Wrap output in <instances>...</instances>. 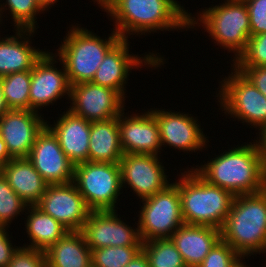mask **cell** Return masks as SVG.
Masks as SVG:
<instances>
[{"mask_svg": "<svg viewBox=\"0 0 266 267\" xmlns=\"http://www.w3.org/2000/svg\"><path fill=\"white\" fill-rule=\"evenodd\" d=\"M160 156L124 154L119 161L122 188L130 187L138 199H147L171 184Z\"/></svg>", "mask_w": 266, "mask_h": 267, "instance_id": "obj_13", "label": "cell"}, {"mask_svg": "<svg viewBox=\"0 0 266 267\" xmlns=\"http://www.w3.org/2000/svg\"><path fill=\"white\" fill-rule=\"evenodd\" d=\"M245 144V145H244ZM225 150L204 165L191 167L206 182L234 196L254 194L266 188V169L254 142Z\"/></svg>", "mask_w": 266, "mask_h": 267, "instance_id": "obj_2", "label": "cell"}, {"mask_svg": "<svg viewBox=\"0 0 266 267\" xmlns=\"http://www.w3.org/2000/svg\"><path fill=\"white\" fill-rule=\"evenodd\" d=\"M28 213H27V212ZM25 230L30 240L22 247L46 251L51 245L64 237L69 230L37 205L27 206Z\"/></svg>", "mask_w": 266, "mask_h": 267, "instance_id": "obj_26", "label": "cell"}, {"mask_svg": "<svg viewBox=\"0 0 266 267\" xmlns=\"http://www.w3.org/2000/svg\"><path fill=\"white\" fill-rule=\"evenodd\" d=\"M27 206L0 173V226L9 227L13 219L21 215L20 212L26 211Z\"/></svg>", "mask_w": 266, "mask_h": 267, "instance_id": "obj_31", "label": "cell"}, {"mask_svg": "<svg viewBox=\"0 0 266 267\" xmlns=\"http://www.w3.org/2000/svg\"><path fill=\"white\" fill-rule=\"evenodd\" d=\"M1 2V1H0ZM9 10L8 14L13 20L15 29L37 30L39 28L36 21L38 14L44 10L35 2V0H6L5 3H0V24L2 22L3 12ZM16 27V28H15ZM37 27V28H36Z\"/></svg>", "mask_w": 266, "mask_h": 267, "instance_id": "obj_29", "label": "cell"}, {"mask_svg": "<svg viewBox=\"0 0 266 267\" xmlns=\"http://www.w3.org/2000/svg\"><path fill=\"white\" fill-rule=\"evenodd\" d=\"M123 156L118 117L91 122L88 161L119 163Z\"/></svg>", "mask_w": 266, "mask_h": 267, "instance_id": "obj_24", "label": "cell"}, {"mask_svg": "<svg viewBox=\"0 0 266 267\" xmlns=\"http://www.w3.org/2000/svg\"><path fill=\"white\" fill-rule=\"evenodd\" d=\"M110 0H94V2L102 8L107 2H109Z\"/></svg>", "mask_w": 266, "mask_h": 267, "instance_id": "obj_43", "label": "cell"}, {"mask_svg": "<svg viewBox=\"0 0 266 267\" xmlns=\"http://www.w3.org/2000/svg\"><path fill=\"white\" fill-rule=\"evenodd\" d=\"M243 259L228 243L220 239L199 267H236Z\"/></svg>", "mask_w": 266, "mask_h": 267, "instance_id": "obj_33", "label": "cell"}, {"mask_svg": "<svg viewBox=\"0 0 266 267\" xmlns=\"http://www.w3.org/2000/svg\"><path fill=\"white\" fill-rule=\"evenodd\" d=\"M13 157L9 154L6 143L0 136V169L5 166Z\"/></svg>", "mask_w": 266, "mask_h": 267, "instance_id": "obj_39", "label": "cell"}, {"mask_svg": "<svg viewBox=\"0 0 266 267\" xmlns=\"http://www.w3.org/2000/svg\"><path fill=\"white\" fill-rule=\"evenodd\" d=\"M117 210L90 211L81 232L90 249L108 246H143L138 223L134 228L118 217Z\"/></svg>", "mask_w": 266, "mask_h": 267, "instance_id": "obj_14", "label": "cell"}, {"mask_svg": "<svg viewBox=\"0 0 266 267\" xmlns=\"http://www.w3.org/2000/svg\"><path fill=\"white\" fill-rule=\"evenodd\" d=\"M142 251V246H108L91 249L93 267H126Z\"/></svg>", "mask_w": 266, "mask_h": 267, "instance_id": "obj_30", "label": "cell"}, {"mask_svg": "<svg viewBox=\"0 0 266 267\" xmlns=\"http://www.w3.org/2000/svg\"><path fill=\"white\" fill-rule=\"evenodd\" d=\"M232 63L231 67L266 66V33L250 36L245 50Z\"/></svg>", "mask_w": 266, "mask_h": 267, "instance_id": "obj_32", "label": "cell"}, {"mask_svg": "<svg viewBox=\"0 0 266 267\" xmlns=\"http://www.w3.org/2000/svg\"><path fill=\"white\" fill-rule=\"evenodd\" d=\"M48 184L74 180V164L62 151L57 137L46 126L37 136L27 157Z\"/></svg>", "mask_w": 266, "mask_h": 267, "instance_id": "obj_19", "label": "cell"}, {"mask_svg": "<svg viewBox=\"0 0 266 267\" xmlns=\"http://www.w3.org/2000/svg\"><path fill=\"white\" fill-rule=\"evenodd\" d=\"M142 251L149 267H187L171 238L143 242Z\"/></svg>", "mask_w": 266, "mask_h": 267, "instance_id": "obj_28", "label": "cell"}, {"mask_svg": "<svg viewBox=\"0 0 266 267\" xmlns=\"http://www.w3.org/2000/svg\"><path fill=\"white\" fill-rule=\"evenodd\" d=\"M235 68L266 96V66Z\"/></svg>", "mask_w": 266, "mask_h": 267, "instance_id": "obj_36", "label": "cell"}, {"mask_svg": "<svg viewBox=\"0 0 266 267\" xmlns=\"http://www.w3.org/2000/svg\"><path fill=\"white\" fill-rule=\"evenodd\" d=\"M7 267H46L45 251L19 246Z\"/></svg>", "mask_w": 266, "mask_h": 267, "instance_id": "obj_34", "label": "cell"}, {"mask_svg": "<svg viewBox=\"0 0 266 267\" xmlns=\"http://www.w3.org/2000/svg\"><path fill=\"white\" fill-rule=\"evenodd\" d=\"M129 40L121 39L104 57L102 63L98 67L92 83L109 87L118 91L124 98L126 92V84L132 69L148 66L150 68H161L166 60L159 53L149 52L145 56H139L129 53ZM158 54V55H157ZM162 56V57H161ZM165 60V61H164Z\"/></svg>", "mask_w": 266, "mask_h": 267, "instance_id": "obj_10", "label": "cell"}, {"mask_svg": "<svg viewBox=\"0 0 266 267\" xmlns=\"http://www.w3.org/2000/svg\"><path fill=\"white\" fill-rule=\"evenodd\" d=\"M15 31L14 36L0 37V77L31 71L46 52L32 46L31 37L33 38L36 30L15 29Z\"/></svg>", "mask_w": 266, "mask_h": 267, "instance_id": "obj_21", "label": "cell"}, {"mask_svg": "<svg viewBox=\"0 0 266 267\" xmlns=\"http://www.w3.org/2000/svg\"><path fill=\"white\" fill-rule=\"evenodd\" d=\"M9 109L5 97L2 92V83H1V78H0V117L6 113Z\"/></svg>", "mask_w": 266, "mask_h": 267, "instance_id": "obj_41", "label": "cell"}, {"mask_svg": "<svg viewBox=\"0 0 266 267\" xmlns=\"http://www.w3.org/2000/svg\"><path fill=\"white\" fill-rule=\"evenodd\" d=\"M66 110L54 124L47 121V127L57 137L66 157L77 165L88 161L91 122Z\"/></svg>", "mask_w": 266, "mask_h": 267, "instance_id": "obj_20", "label": "cell"}, {"mask_svg": "<svg viewBox=\"0 0 266 267\" xmlns=\"http://www.w3.org/2000/svg\"><path fill=\"white\" fill-rule=\"evenodd\" d=\"M250 22V36L266 33V0H249L246 3Z\"/></svg>", "mask_w": 266, "mask_h": 267, "instance_id": "obj_35", "label": "cell"}, {"mask_svg": "<svg viewBox=\"0 0 266 267\" xmlns=\"http://www.w3.org/2000/svg\"><path fill=\"white\" fill-rule=\"evenodd\" d=\"M235 1H239V2H244V3H246V2L249 1V0H235Z\"/></svg>", "mask_w": 266, "mask_h": 267, "instance_id": "obj_45", "label": "cell"}, {"mask_svg": "<svg viewBox=\"0 0 266 267\" xmlns=\"http://www.w3.org/2000/svg\"><path fill=\"white\" fill-rule=\"evenodd\" d=\"M73 182L91 211L119 209L116 205L122 194L119 163L87 161L77 164Z\"/></svg>", "mask_w": 266, "mask_h": 267, "instance_id": "obj_7", "label": "cell"}, {"mask_svg": "<svg viewBox=\"0 0 266 267\" xmlns=\"http://www.w3.org/2000/svg\"><path fill=\"white\" fill-rule=\"evenodd\" d=\"M220 230L221 239L244 260L265 253L266 188L254 194L236 195Z\"/></svg>", "mask_w": 266, "mask_h": 267, "instance_id": "obj_3", "label": "cell"}, {"mask_svg": "<svg viewBox=\"0 0 266 267\" xmlns=\"http://www.w3.org/2000/svg\"><path fill=\"white\" fill-rule=\"evenodd\" d=\"M126 267H149L148 258L141 251Z\"/></svg>", "mask_w": 266, "mask_h": 267, "instance_id": "obj_40", "label": "cell"}, {"mask_svg": "<svg viewBox=\"0 0 266 267\" xmlns=\"http://www.w3.org/2000/svg\"><path fill=\"white\" fill-rule=\"evenodd\" d=\"M1 174L28 206L37 205L49 185L27 157L11 159Z\"/></svg>", "mask_w": 266, "mask_h": 267, "instance_id": "obj_23", "label": "cell"}, {"mask_svg": "<svg viewBox=\"0 0 266 267\" xmlns=\"http://www.w3.org/2000/svg\"><path fill=\"white\" fill-rule=\"evenodd\" d=\"M8 228L0 226V267H7L11 261L13 254L18 250V246L12 245L10 238H13L8 233ZM10 236V237H9Z\"/></svg>", "mask_w": 266, "mask_h": 267, "instance_id": "obj_37", "label": "cell"}, {"mask_svg": "<svg viewBox=\"0 0 266 267\" xmlns=\"http://www.w3.org/2000/svg\"><path fill=\"white\" fill-rule=\"evenodd\" d=\"M220 81L217 92L222 112L230 118L257 128L266 125V96L248 81L235 67Z\"/></svg>", "mask_w": 266, "mask_h": 267, "instance_id": "obj_8", "label": "cell"}, {"mask_svg": "<svg viewBox=\"0 0 266 267\" xmlns=\"http://www.w3.org/2000/svg\"><path fill=\"white\" fill-rule=\"evenodd\" d=\"M191 115L185 112L154 108V117L159 126L162 147L170 146L175 150L187 152V154L188 151L200 152L207 147L209 142L207 135L202 131L203 128L201 129L197 117Z\"/></svg>", "mask_w": 266, "mask_h": 267, "instance_id": "obj_16", "label": "cell"}, {"mask_svg": "<svg viewBox=\"0 0 266 267\" xmlns=\"http://www.w3.org/2000/svg\"><path fill=\"white\" fill-rule=\"evenodd\" d=\"M100 9L113 19L122 39L159 30H189L188 10L176 0H110Z\"/></svg>", "mask_w": 266, "mask_h": 267, "instance_id": "obj_1", "label": "cell"}, {"mask_svg": "<svg viewBox=\"0 0 266 267\" xmlns=\"http://www.w3.org/2000/svg\"><path fill=\"white\" fill-rule=\"evenodd\" d=\"M223 1L201 9L197 16L189 12V28L202 25L209 37L215 40V45L234 54L233 62L245 50L250 38L249 14L244 2Z\"/></svg>", "mask_w": 266, "mask_h": 267, "instance_id": "obj_6", "label": "cell"}, {"mask_svg": "<svg viewBox=\"0 0 266 267\" xmlns=\"http://www.w3.org/2000/svg\"><path fill=\"white\" fill-rule=\"evenodd\" d=\"M243 261V262H242ZM246 262L242 259L238 264H237V266L236 267H250V265L248 266H246V264H245Z\"/></svg>", "mask_w": 266, "mask_h": 267, "instance_id": "obj_44", "label": "cell"}, {"mask_svg": "<svg viewBox=\"0 0 266 267\" xmlns=\"http://www.w3.org/2000/svg\"><path fill=\"white\" fill-rule=\"evenodd\" d=\"M125 100L109 87L82 82L71 85L68 109L90 122L105 121L118 117L125 110Z\"/></svg>", "mask_w": 266, "mask_h": 267, "instance_id": "obj_11", "label": "cell"}, {"mask_svg": "<svg viewBox=\"0 0 266 267\" xmlns=\"http://www.w3.org/2000/svg\"><path fill=\"white\" fill-rule=\"evenodd\" d=\"M141 202L137 222L142 242L171 238L184 224L179 187L174 182Z\"/></svg>", "mask_w": 266, "mask_h": 267, "instance_id": "obj_9", "label": "cell"}, {"mask_svg": "<svg viewBox=\"0 0 266 267\" xmlns=\"http://www.w3.org/2000/svg\"><path fill=\"white\" fill-rule=\"evenodd\" d=\"M41 114L33 110L10 109L0 117V136L13 158L30 154L37 136L47 126V120Z\"/></svg>", "mask_w": 266, "mask_h": 267, "instance_id": "obj_17", "label": "cell"}, {"mask_svg": "<svg viewBox=\"0 0 266 267\" xmlns=\"http://www.w3.org/2000/svg\"><path fill=\"white\" fill-rule=\"evenodd\" d=\"M37 206L69 231H81L91 211L73 181L49 184Z\"/></svg>", "mask_w": 266, "mask_h": 267, "instance_id": "obj_15", "label": "cell"}, {"mask_svg": "<svg viewBox=\"0 0 266 267\" xmlns=\"http://www.w3.org/2000/svg\"><path fill=\"white\" fill-rule=\"evenodd\" d=\"M186 170L174 182L179 187L184 223L221 229L235 196L228 190L209 184L192 168Z\"/></svg>", "mask_w": 266, "mask_h": 267, "instance_id": "obj_4", "label": "cell"}, {"mask_svg": "<svg viewBox=\"0 0 266 267\" xmlns=\"http://www.w3.org/2000/svg\"><path fill=\"white\" fill-rule=\"evenodd\" d=\"M258 131V138L254 140L257 145L258 151L262 157L263 165L266 169V125L263 128H260Z\"/></svg>", "mask_w": 266, "mask_h": 267, "instance_id": "obj_38", "label": "cell"}, {"mask_svg": "<svg viewBox=\"0 0 266 267\" xmlns=\"http://www.w3.org/2000/svg\"><path fill=\"white\" fill-rule=\"evenodd\" d=\"M58 62L62 69H57L55 64ZM70 87L63 62L55 57V53L46 51L31 70L30 110L39 112L44 106L57 103L65 95L69 99Z\"/></svg>", "mask_w": 266, "mask_h": 267, "instance_id": "obj_12", "label": "cell"}, {"mask_svg": "<svg viewBox=\"0 0 266 267\" xmlns=\"http://www.w3.org/2000/svg\"><path fill=\"white\" fill-rule=\"evenodd\" d=\"M0 78L9 109L30 110L31 71L16 72Z\"/></svg>", "mask_w": 266, "mask_h": 267, "instance_id": "obj_27", "label": "cell"}, {"mask_svg": "<svg viewBox=\"0 0 266 267\" xmlns=\"http://www.w3.org/2000/svg\"><path fill=\"white\" fill-rule=\"evenodd\" d=\"M35 2L44 10L48 11V9L52 6H54L55 3L58 2V0H35Z\"/></svg>", "mask_w": 266, "mask_h": 267, "instance_id": "obj_42", "label": "cell"}, {"mask_svg": "<svg viewBox=\"0 0 266 267\" xmlns=\"http://www.w3.org/2000/svg\"><path fill=\"white\" fill-rule=\"evenodd\" d=\"M118 125L124 154L160 155L162 143L154 109L131 115L123 111L118 116Z\"/></svg>", "mask_w": 266, "mask_h": 267, "instance_id": "obj_18", "label": "cell"}, {"mask_svg": "<svg viewBox=\"0 0 266 267\" xmlns=\"http://www.w3.org/2000/svg\"><path fill=\"white\" fill-rule=\"evenodd\" d=\"M110 36L101 38L87 28L72 25L57 49L70 85L91 82L105 55L122 39L112 28Z\"/></svg>", "mask_w": 266, "mask_h": 267, "instance_id": "obj_5", "label": "cell"}, {"mask_svg": "<svg viewBox=\"0 0 266 267\" xmlns=\"http://www.w3.org/2000/svg\"><path fill=\"white\" fill-rule=\"evenodd\" d=\"M220 239V229L185 223L171 236L187 267H199Z\"/></svg>", "mask_w": 266, "mask_h": 267, "instance_id": "obj_22", "label": "cell"}, {"mask_svg": "<svg viewBox=\"0 0 266 267\" xmlns=\"http://www.w3.org/2000/svg\"><path fill=\"white\" fill-rule=\"evenodd\" d=\"M46 267H90L91 249L81 231H69L46 251Z\"/></svg>", "mask_w": 266, "mask_h": 267, "instance_id": "obj_25", "label": "cell"}]
</instances>
